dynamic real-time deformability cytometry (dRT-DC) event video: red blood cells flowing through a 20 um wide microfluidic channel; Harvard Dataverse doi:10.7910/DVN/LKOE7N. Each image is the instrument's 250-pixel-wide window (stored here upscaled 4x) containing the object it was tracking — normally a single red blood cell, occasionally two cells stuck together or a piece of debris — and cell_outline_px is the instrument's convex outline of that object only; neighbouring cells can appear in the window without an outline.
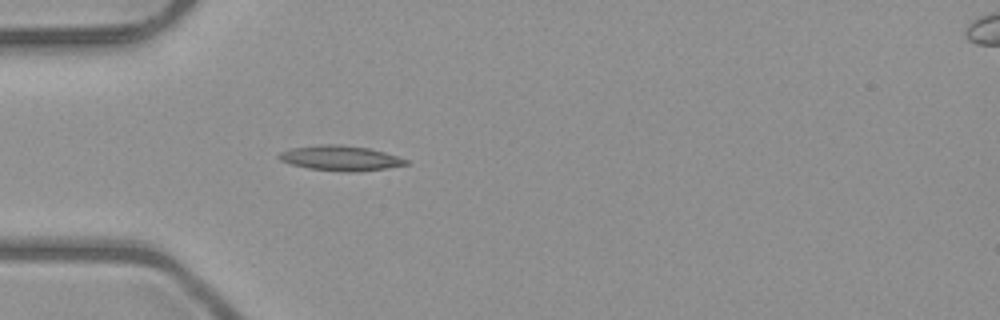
{"species": "common noctule bat (a hibernating species)", "species_latin": "Nyctalus noctula", "temperature_condition": "room temperature", "stored_images_in_passage": 42, "camera_frame_rate_fps": 3000, "um_per_image_px": 0.085, "animal": {"sex": "male", "body_mass_g": 23.1, "forearm_length_mm": 52.7}, "frame": {"image": 1, "passage_image": 6, "time_ms": 1.667, "image_size_px": [1000, 320], "cell_outline_px": [[408, 164], [388, 168], [356, 172], [344, 172], [308, 168], [292, 164], [280, 160], [276, 156], [280, 152], [292, 148], [320, 144], [340, 144], [368, 148], [384, 152], [408, 160]], "centroid_in_image_um": [28.93, 13.44], "position_along_channel_um": 56.1, "area_um2": 18.5}}
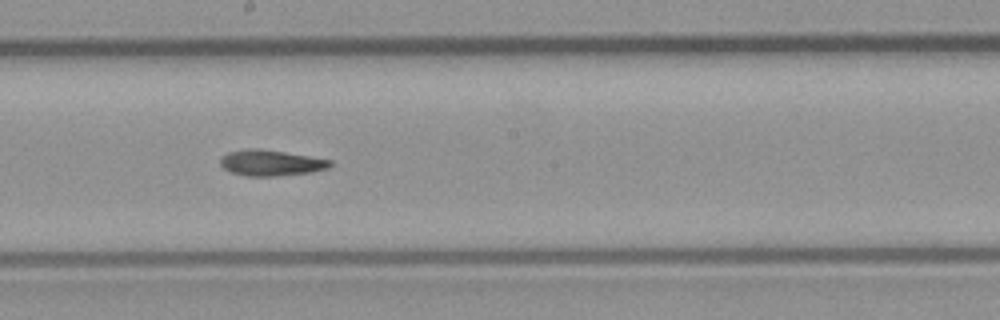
{"frame": {"image": 2, "passage_image": 19, "time_ms": 6.0, "image_size_px": [1000, 320], "cell_outline_px": [[332, 164], [328, 168], [308, 172], [276, 176], [244, 176], [232, 172], [224, 168], [220, 164], [220, 156], [228, 152], [248, 148], [260, 148], [332, 160]], "centroid_in_image_um": [22.98, 13.83], "position_along_channel_um": 225.2, "area_um2": 16.47}}
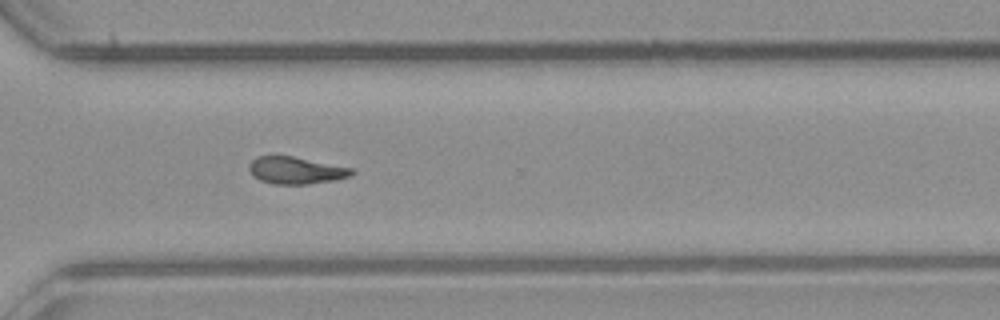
{"frame": {"image": 3, "passage_image": 28, "time_ms": 9.0, "image_size_px": [1000, 320], "cell_outline_px": [[356, 172], [352, 176], [336, 180], [308, 184], [276, 184], [260, 180], [252, 176], [248, 168], [248, 164], [256, 156], [292, 156], [352, 168]], "centroid_in_image_um": [25.15, 14.49], "position_along_channel_um": 345.4, "area_um2": 16.3}, "authors_computed_cell_mechanics": {"area_um2": 16.4441, "velocity_mm_per_s": 4.0304, "shape_relaxation_time_tau1_ms": null, "shape_relaxation_time_tau2_ms": 4.9722, "deformation_change_tau1": null, "deformation_change_tau2": 0.1368}}